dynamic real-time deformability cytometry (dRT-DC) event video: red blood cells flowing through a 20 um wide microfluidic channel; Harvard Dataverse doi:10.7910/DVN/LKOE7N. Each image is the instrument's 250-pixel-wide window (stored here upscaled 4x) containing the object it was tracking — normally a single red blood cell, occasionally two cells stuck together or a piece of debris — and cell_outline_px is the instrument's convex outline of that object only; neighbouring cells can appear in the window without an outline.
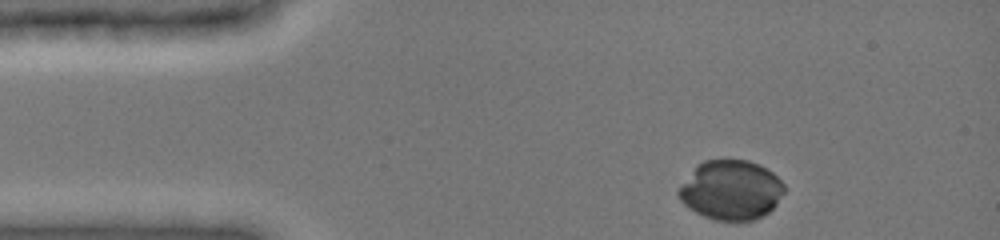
{"species": "common noctule bat (a hibernating species)", "species_latin": "Nyctalus noctula", "temperature_condition": "cold", "stored_images_in_passage": 36, "camera_frame_rate_fps": 3000, "um_per_image_px": 0.085, "animal": {"sex": "female", "body_mass_g": 19.0, "forearm_length_mm": 51.5}, "frame": {"image": 1, "passage_image": 1, "time_ms": 0.0, "image_size_px": [1000, 240], "cell_outline_px": [[784, 192], [776, 204], [764, 216], [756, 220], [736, 224], [716, 220], [704, 216], [688, 208], [680, 200], [676, 192], [696, 164], [704, 160], [748, 160], [772, 172], [784, 184]], "centroid_in_image_um": [62.12, 16.2], "position_along_channel_um": 22.9, "area_um2": 37.11}}